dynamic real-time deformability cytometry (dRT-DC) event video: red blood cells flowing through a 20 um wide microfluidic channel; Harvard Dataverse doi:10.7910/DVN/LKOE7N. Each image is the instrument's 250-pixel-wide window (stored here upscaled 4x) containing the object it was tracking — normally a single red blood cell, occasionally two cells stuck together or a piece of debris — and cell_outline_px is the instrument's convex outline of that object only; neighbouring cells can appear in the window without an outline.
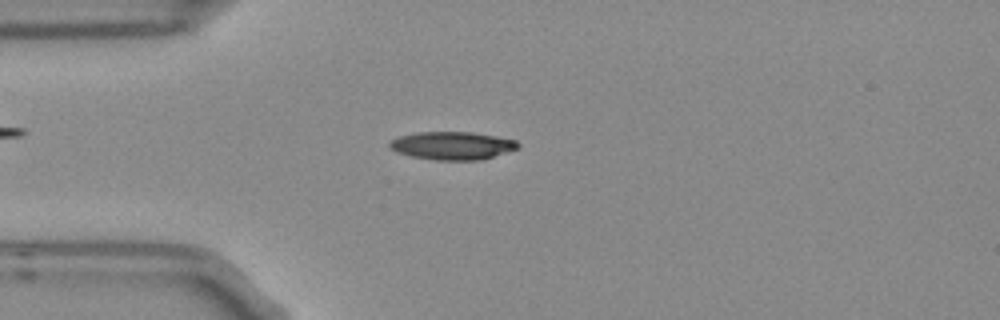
{"species": "Egyptian fruit bat (a non-hibernating species)", "species_latin": "Rousettus aegyptiacus", "temperature_condition": "room temperature", "stored_images_in_passage": 5, "camera_frame_rate_fps": 3000, "um_per_image_px": 0.085, "frame": {"image": 1, "passage_image": 4, "time_ms": 1.0, "image_size_px": [1000, 320], "cell_outline_px": [[520, 148], [480, 160], [436, 160], [412, 156], [396, 152], [388, 148], [388, 140], [400, 136], [416, 132], [472, 132], [516, 140], [520, 144]], "centroid_in_image_um": [38.41, 12.37], "position_along_channel_um": 46.6, "area_um2": 21.04}}